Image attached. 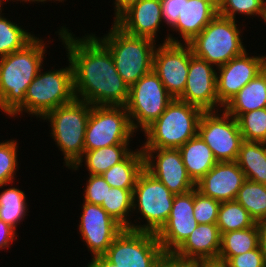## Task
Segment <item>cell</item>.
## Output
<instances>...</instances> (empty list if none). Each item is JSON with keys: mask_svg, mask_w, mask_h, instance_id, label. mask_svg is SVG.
<instances>
[{"mask_svg": "<svg viewBox=\"0 0 266 267\" xmlns=\"http://www.w3.org/2000/svg\"><path fill=\"white\" fill-rule=\"evenodd\" d=\"M55 31L73 68L77 100L95 106H125L129 86L119 75L109 49L95 33L76 37L66 25Z\"/></svg>", "mask_w": 266, "mask_h": 267, "instance_id": "6da1fadb", "label": "cell"}, {"mask_svg": "<svg viewBox=\"0 0 266 267\" xmlns=\"http://www.w3.org/2000/svg\"><path fill=\"white\" fill-rule=\"evenodd\" d=\"M43 38L36 36L23 49L0 58V111L10 119L24 115L25 94L44 65L51 42Z\"/></svg>", "mask_w": 266, "mask_h": 267, "instance_id": "7a4b0ae2", "label": "cell"}, {"mask_svg": "<svg viewBox=\"0 0 266 267\" xmlns=\"http://www.w3.org/2000/svg\"><path fill=\"white\" fill-rule=\"evenodd\" d=\"M111 24L103 37H96L109 49L119 75L130 87L153 70L158 43L147 37L129 35L114 22Z\"/></svg>", "mask_w": 266, "mask_h": 267, "instance_id": "3957f363", "label": "cell"}, {"mask_svg": "<svg viewBox=\"0 0 266 267\" xmlns=\"http://www.w3.org/2000/svg\"><path fill=\"white\" fill-rule=\"evenodd\" d=\"M204 111L197 106L174 98L163 114L143 132L141 149L180 148L198 133Z\"/></svg>", "mask_w": 266, "mask_h": 267, "instance_id": "277c9868", "label": "cell"}, {"mask_svg": "<svg viewBox=\"0 0 266 267\" xmlns=\"http://www.w3.org/2000/svg\"><path fill=\"white\" fill-rule=\"evenodd\" d=\"M90 103L73 100L71 103L57 107L46 114L42 120L49 124V136L63 155V165L71 168L84 154L86 125L90 116Z\"/></svg>", "mask_w": 266, "mask_h": 267, "instance_id": "5b68a950", "label": "cell"}, {"mask_svg": "<svg viewBox=\"0 0 266 267\" xmlns=\"http://www.w3.org/2000/svg\"><path fill=\"white\" fill-rule=\"evenodd\" d=\"M237 22L239 21L217 14L198 35L187 43L193 55L216 68L242 55L247 50V46L243 44L242 26Z\"/></svg>", "mask_w": 266, "mask_h": 267, "instance_id": "8992f818", "label": "cell"}, {"mask_svg": "<svg viewBox=\"0 0 266 267\" xmlns=\"http://www.w3.org/2000/svg\"><path fill=\"white\" fill-rule=\"evenodd\" d=\"M67 61L69 63L66 67L47 71L44 65L40 68L25 94L24 113L42 121L51 110L76 99L73 68L69 58Z\"/></svg>", "mask_w": 266, "mask_h": 267, "instance_id": "52a82bcc", "label": "cell"}, {"mask_svg": "<svg viewBox=\"0 0 266 267\" xmlns=\"http://www.w3.org/2000/svg\"><path fill=\"white\" fill-rule=\"evenodd\" d=\"M174 197L162 182L144 169L133 190L132 214H140L141 218L135 215L138 218L131 222V230L157 233L170 216Z\"/></svg>", "mask_w": 266, "mask_h": 267, "instance_id": "ba28073f", "label": "cell"}, {"mask_svg": "<svg viewBox=\"0 0 266 267\" xmlns=\"http://www.w3.org/2000/svg\"><path fill=\"white\" fill-rule=\"evenodd\" d=\"M135 134L125 106L92 105L86 125L84 151L131 144Z\"/></svg>", "mask_w": 266, "mask_h": 267, "instance_id": "9c48e42d", "label": "cell"}, {"mask_svg": "<svg viewBox=\"0 0 266 267\" xmlns=\"http://www.w3.org/2000/svg\"><path fill=\"white\" fill-rule=\"evenodd\" d=\"M174 98L151 70L129 87L125 108L135 132H142L156 121Z\"/></svg>", "mask_w": 266, "mask_h": 267, "instance_id": "30bf717a", "label": "cell"}, {"mask_svg": "<svg viewBox=\"0 0 266 267\" xmlns=\"http://www.w3.org/2000/svg\"><path fill=\"white\" fill-rule=\"evenodd\" d=\"M104 256L118 267H158L166 254L156 233L124 228Z\"/></svg>", "mask_w": 266, "mask_h": 267, "instance_id": "8fae6325", "label": "cell"}, {"mask_svg": "<svg viewBox=\"0 0 266 267\" xmlns=\"http://www.w3.org/2000/svg\"><path fill=\"white\" fill-rule=\"evenodd\" d=\"M200 138L217 162L236 161L243 140L237 119L224 109L204 111L198 124Z\"/></svg>", "mask_w": 266, "mask_h": 267, "instance_id": "7c38bea8", "label": "cell"}, {"mask_svg": "<svg viewBox=\"0 0 266 267\" xmlns=\"http://www.w3.org/2000/svg\"><path fill=\"white\" fill-rule=\"evenodd\" d=\"M192 54L188 44L160 43L156 46L153 71L173 98H179L185 90Z\"/></svg>", "mask_w": 266, "mask_h": 267, "instance_id": "4fadbf2b", "label": "cell"}, {"mask_svg": "<svg viewBox=\"0 0 266 267\" xmlns=\"http://www.w3.org/2000/svg\"><path fill=\"white\" fill-rule=\"evenodd\" d=\"M144 169L162 182L174 195L195 189L178 148L142 149Z\"/></svg>", "mask_w": 266, "mask_h": 267, "instance_id": "5bb4252c", "label": "cell"}, {"mask_svg": "<svg viewBox=\"0 0 266 267\" xmlns=\"http://www.w3.org/2000/svg\"><path fill=\"white\" fill-rule=\"evenodd\" d=\"M79 235L92 257L104 255L115 237L124 229L100 205L82 202Z\"/></svg>", "mask_w": 266, "mask_h": 267, "instance_id": "9a60e30c", "label": "cell"}, {"mask_svg": "<svg viewBox=\"0 0 266 267\" xmlns=\"http://www.w3.org/2000/svg\"><path fill=\"white\" fill-rule=\"evenodd\" d=\"M247 51L216 69L217 95L223 106L266 68V54L250 55Z\"/></svg>", "mask_w": 266, "mask_h": 267, "instance_id": "2e32d148", "label": "cell"}, {"mask_svg": "<svg viewBox=\"0 0 266 267\" xmlns=\"http://www.w3.org/2000/svg\"><path fill=\"white\" fill-rule=\"evenodd\" d=\"M216 69L214 65L192 54L185 90L178 99L203 111L223 109L217 95Z\"/></svg>", "mask_w": 266, "mask_h": 267, "instance_id": "e0dca14e", "label": "cell"}, {"mask_svg": "<svg viewBox=\"0 0 266 267\" xmlns=\"http://www.w3.org/2000/svg\"><path fill=\"white\" fill-rule=\"evenodd\" d=\"M194 189L174 197L167 222L156 233L166 255H172L198 226L193 214Z\"/></svg>", "mask_w": 266, "mask_h": 267, "instance_id": "ac0fdd59", "label": "cell"}, {"mask_svg": "<svg viewBox=\"0 0 266 267\" xmlns=\"http://www.w3.org/2000/svg\"><path fill=\"white\" fill-rule=\"evenodd\" d=\"M245 180V174L236 161L217 162L195 183V188L204 196L226 202L235 200Z\"/></svg>", "mask_w": 266, "mask_h": 267, "instance_id": "d6986e66", "label": "cell"}, {"mask_svg": "<svg viewBox=\"0 0 266 267\" xmlns=\"http://www.w3.org/2000/svg\"><path fill=\"white\" fill-rule=\"evenodd\" d=\"M161 9L160 0H138L114 23L129 35L147 37L158 42V32L165 24Z\"/></svg>", "mask_w": 266, "mask_h": 267, "instance_id": "ffe728a7", "label": "cell"}, {"mask_svg": "<svg viewBox=\"0 0 266 267\" xmlns=\"http://www.w3.org/2000/svg\"><path fill=\"white\" fill-rule=\"evenodd\" d=\"M218 14V0H183L177 22L170 28L178 37L167 33L162 43L187 44ZM180 37V40L178 38ZM182 39V40H181Z\"/></svg>", "mask_w": 266, "mask_h": 267, "instance_id": "44dd1931", "label": "cell"}, {"mask_svg": "<svg viewBox=\"0 0 266 267\" xmlns=\"http://www.w3.org/2000/svg\"><path fill=\"white\" fill-rule=\"evenodd\" d=\"M220 244L221 233L216 223L198 224L171 256L180 261L217 263Z\"/></svg>", "mask_w": 266, "mask_h": 267, "instance_id": "7402d4cb", "label": "cell"}, {"mask_svg": "<svg viewBox=\"0 0 266 267\" xmlns=\"http://www.w3.org/2000/svg\"><path fill=\"white\" fill-rule=\"evenodd\" d=\"M266 108V68L233 96L223 109L237 119L241 114Z\"/></svg>", "mask_w": 266, "mask_h": 267, "instance_id": "603a6c76", "label": "cell"}, {"mask_svg": "<svg viewBox=\"0 0 266 267\" xmlns=\"http://www.w3.org/2000/svg\"><path fill=\"white\" fill-rule=\"evenodd\" d=\"M188 176L197 183L214 167L217 160L212 150L197 134L178 148Z\"/></svg>", "mask_w": 266, "mask_h": 267, "instance_id": "cb8c5ba5", "label": "cell"}, {"mask_svg": "<svg viewBox=\"0 0 266 267\" xmlns=\"http://www.w3.org/2000/svg\"><path fill=\"white\" fill-rule=\"evenodd\" d=\"M130 144H118L84 151L83 157L69 170L76 171L85 165L88 175H101L115 164L123 161L132 151ZM84 162V164H83Z\"/></svg>", "mask_w": 266, "mask_h": 267, "instance_id": "d4e9b609", "label": "cell"}, {"mask_svg": "<svg viewBox=\"0 0 266 267\" xmlns=\"http://www.w3.org/2000/svg\"><path fill=\"white\" fill-rule=\"evenodd\" d=\"M144 170V154L140 148L133 150L123 161L101 174L110 187L134 189L139 174Z\"/></svg>", "mask_w": 266, "mask_h": 267, "instance_id": "484cf974", "label": "cell"}, {"mask_svg": "<svg viewBox=\"0 0 266 267\" xmlns=\"http://www.w3.org/2000/svg\"><path fill=\"white\" fill-rule=\"evenodd\" d=\"M247 180L266 184V143L243 141L236 160Z\"/></svg>", "mask_w": 266, "mask_h": 267, "instance_id": "4316f807", "label": "cell"}, {"mask_svg": "<svg viewBox=\"0 0 266 267\" xmlns=\"http://www.w3.org/2000/svg\"><path fill=\"white\" fill-rule=\"evenodd\" d=\"M11 184H14V182L0 185V190L4 189L0 192V220L17 231L16 228L22 224L21 222L29 213V205L25 192Z\"/></svg>", "mask_w": 266, "mask_h": 267, "instance_id": "83f0119b", "label": "cell"}, {"mask_svg": "<svg viewBox=\"0 0 266 267\" xmlns=\"http://www.w3.org/2000/svg\"><path fill=\"white\" fill-rule=\"evenodd\" d=\"M259 246V223L243 230H234L221 234L218 258L233 256L251 251Z\"/></svg>", "mask_w": 266, "mask_h": 267, "instance_id": "f1b7e54d", "label": "cell"}, {"mask_svg": "<svg viewBox=\"0 0 266 267\" xmlns=\"http://www.w3.org/2000/svg\"><path fill=\"white\" fill-rule=\"evenodd\" d=\"M133 190L111 187L100 205L123 228L128 229H131V218L134 216L132 215Z\"/></svg>", "mask_w": 266, "mask_h": 267, "instance_id": "f546056e", "label": "cell"}, {"mask_svg": "<svg viewBox=\"0 0 266 267\" xmlns=\"http://www.w3.org/2000/svg\"><path fill=\"white\" fill-rule=\"evenodd\" d=\"M255 220L266 222V184L245 180L235 198Z\"/></svg>", "mask_w": 266, "mask_h": 267, "instance_id": "4dcf8cb0", "label": "cell"}, {"mask_svg": "<svg viewBox=\"0 0 266 267\" xmlns=\"http://www.w3.org/2000/svg\"><path fill=\"white\" fill-rule=\"evenodd\" d=\"M19 24L0 13V58L23 49L36 37L34 32H28L29 29L25 30Z\"/></svg>", "mask_w": 266, "mask_h": 267, "instance_id": "1f68e13d", "label": "cell"}, {"mask_svg": "<svg viewBox=\"0 0 266 267\" xmlns=\"http://www.w3.org/2000/svg\"><path fill=\"white\" fill-rule=\"evenodd\" d=\"M220 233L253 227L256 222L236 200L221 202L216 222Z\"/></svg>", "mask_w": 266, "mask_h": 267, "instance_id": "d6a6232c", "label": "cell"}, {"mask_svg": "<svg viewBox=\"0 0 266 267\" xmlns=\"http://www.w3.org/2000/svg\"><path fill=\"white\" fill-rule=\"evenodd\" d=\"M265 8L266 0H218V14L232 20H237L236 15L262 19Z\"/></svg>", "mask_w": 266, "mask_h": 267, "instance_id": "836d02e7", "label": "cell"}, {"mask_svg": "<svg viewBox=\"0 0 266 267\" xmlns=\"http://www.w3.org/2000/svg\"><path fill=\"white\" fill-rule=\"evenodd\" d=\"M237 122L244 141L266 143V108L241 114Z\"/></svg>", "mask_w": 266, "mask_h": 267, "instance_id": "e575fe53", "label": "cell"}, {"mask_svg": "<svg viewBox=\"0 0 266 267\" xmlns=\"http://www.w3.org/2000/svg\"><path fill=\"white\" fill-rule=\"evenodd\" d=\"M18 144L15 138L0 142V185L13 183L17 177L20 168Z\"/></svg>", "mask_w": 266, "mask_h": 267, "instance_id": "d590c367", "label": "cell"}, {"mask_svg": "<svg viewBox=\"0 0 266 267\" xmlns=\"http://www.w3.org/2000/svg\"><path fill=\"white\" fill-rule=\"evenodd\" d=\"M221 202L202 195L194 189L193 214L198 224H213L217 222Z\"/></svg>", "mask_w": 266, "mask_h": 267, "instance_id": "8d00e7d4", "label": "cell"}, {"mask_svg": "<svg viewBox=\"0 0 266 267\" xmlns=\"http://www.w3.org/2000/svg\"><path fill=\"white\" fill-rule=\"evenodd\" d=\"M88 178V179H87ZM83 189V201L101 205L107 192L111 188L102 175H89Z\"/></svg>", "mask_w": 266, "mask_h": 267, "instance_id": "74e56055", "label": "cell"}, {"mask_svg": "<svg viewBox=\"0 0 266 267\" xmlns=\"http://www.w3.org/2000/svg\"><path fill=\"white\" fill-rule=\"evenodd\" d=\"M217 263L225 267H266L259 246L256 249L233 256L232 258H218Z\"/></svg>", "mask_w": 266, "mask_h": 267, "instance_id": "f35d334b", "label": "cell"}, {"mask_svg": "<svg viewBox=\"0 0 266 267\" xmlns=\"http://www.w3.org/2000/svg\"><path fill=\"white\" fill-rule=\"evenodd\" d=\"M162 16L167 28H171L178 20L183 8V0H160Z\"/></svg>", "mask_w": 266, "mask_h": 267, "instance_id": "ab89813d", "label": "cell"}, {"mask_svg": "<svg viewBox=\"0 0 266 267\" xmlns=\"http://www.w3.org/2000/svg\"><path fill=\"white\" fill-rule=\"evenodd\" d=\"M17 231L10 225L6 224L4 221L0 220V250H7L13 245V241L17 240ZM11 246V247H9Z\"/></svg>", "mask_w": 266, "mask_h": 267, "instance_id": "60d3db41", "label": "cell"}, {"mask_svg": "<svg viewBox=\"0 0 266 267\" xmlns=\"http://www.w3.org/2000/svg\"><path fill=\"white\" fill-rule=\"evenodd\" d=\"M158 267H198V263L180 261L173 258L171 255H166Z\"/></svg>", "mask_w": 266, "mask_h": 267, "instance_id": "b9f144b4", "label": "cell"}, {"mask_svg": "<svg viewBox=\"0 0 266 267\" xmlns=\"http://www.w3.org/2000/svg\"><path fill=\"white\" fill-rule=\"evenodd\" d=\"M138 0H114V18L113 22L125 11L127 10L131 5H133Z\"/></svg>", "mask_w": 266, "mask_h": 267, "instance_id": "7bdbcfd3", "label": "cell"}, {"mask_svg": "<svg viewBox=\"0 0 266 267\" xmlns=\"http://www.w3.org/2000/svg\"><path fill=\"white\" fill-rule=\"evenodd\" d=\"M85 267H118L110 262L104 255L92 257Z\"/></svg>", "mask_w": 266, "mask_h": 267, "instance_id": "ee69618b", "label": "cell"}, {"mask_svg": "<svg viewBox=\"0 0 266 267\" xmlns=\"http://www.w3.org/2000/svg\"><path fill=\"white\" fill-rule=\"evenodd\" d=\"M259 247L266 265V222L259 223Z\"/></svg>", "mask_w": 266, "mask_h": 267, "instance_id": "f6af8a7d", "label": "cell"}, {"mask_svg": "<svg viewBox=\"0 0 266 267\" xmlns=\"http://www.w3.org/2000/svg\"><path fill=\"white\" fill-rule=\"evenodd\" d=\"M8 1H9V3H10L11 1H12V3H13V2L18 3V2L20 1V3H22V4H23V3H24V4H25V3H26V4H28V3H30V4L33 3V4H34V3H36V2H37L38 4H39V3H41V4H45V2L47 3V1H48V2L50 1L51 3H52L53 1H54V3H55V1H57L58 3H59V2L63 3V2L66 1V0H6V2H8ZM17 1H18V2H17ZM27 2H28V3H27ZM31 2H32V3H31Z\"/></svg>", "mask_w": 266, "mask_h": 267, "instance_id": "bcb514c9", "label": "cell"}, {"mask_svg": "<svg viewBox=\"0 0 266 267\" xmlns=\"http://www.w3.org/2000/svg\"><path fill=\"white\" fill-rule=\"evenodd\" d=\"M198 267H225V266L216 262H210V263H198Z\"/></svg>", "mask_w": 266, "mask_h": 267, "instance_id": "7dc6e473", "label": "cell"}, {"mask_svg": "<svg viewBox=\"0 0 266 267\" xmlns=\"http://www.w3.org/2000/svg\"><path fill=\"white\" fill-rule=\"evenodd\" d=\"M3 3H7L6 0H0V13L4 10V8H2V7H4L3 5H5V4H3Z\"/></svg>", "mask_w": 266, "mask_h": 267, "instance_id": "c3c4849f", "label": "cell"}, {"mask_svg": "<svg viewBox=\"0 0 266 267\" xmlns=\"http://www.w3.org/2000/svg\"><path fill=\"white\" fill-rule=\"evenodd\" d=\"M261 20H263L264 21L263 23L266 24V8H265V12H264Z\"/></svg>", "mask_w": 266, "mask_h": 267, "instance_id": "681fc988", "label": "cell"}]
</instances>
